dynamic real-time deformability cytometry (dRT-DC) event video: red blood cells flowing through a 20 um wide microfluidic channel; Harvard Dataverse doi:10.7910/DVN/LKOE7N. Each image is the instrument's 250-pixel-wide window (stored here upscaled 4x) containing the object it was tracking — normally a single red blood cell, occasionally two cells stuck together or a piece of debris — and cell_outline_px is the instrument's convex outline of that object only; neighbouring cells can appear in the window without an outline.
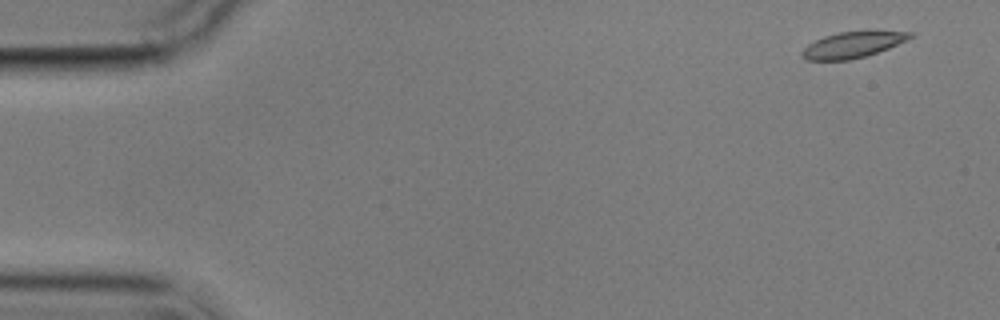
{"species": "common noctule bat (a hibernating species)", "species_latin": "Nyctalus noctula", "temperature_condition": "cold", "stored_images_in_passage": 9, "camera_frame_rate_fps": 3000, "um_per_image_px": 0.085, "animal": {"sex": "male", "body_mass_g": 17.9}, "frame": {"image": 1, "passage_image": 1, "time_ms": 0.0, "image_size_px": [1000, 320], "cell_outline_px": [[912, 36], [908, 40], [888, 48], [864, 56], [848, 60], [808, 60], [800, 56], [800, 52], [808, 44], [824, 36], [840, 32], [912, 32]], "centroid_in_image_um": [72.41, 3.82], "position_along_channel_um": 12.6, "area_um2": 15.9}}
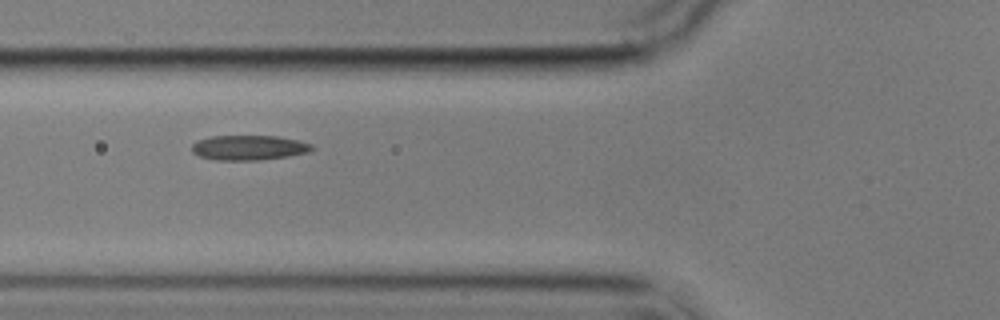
{"frame": {"image": 2, "passage_image": 6, "time_ms": 6.0, "image_size_px": [1000, 320], "cell_outline_px": [[316, 148], [312, 152], [288, 156], [260, 160], [216, 160], [200, 156], [192, 152], [192, 144], [196, 140], [212, 136], [276, 136], [296, 140], [312, 144]], "centroid_in_image_um": [21.18, 12.55], "position_along_channel_um": 104.6, "area_um2": 17.51}}
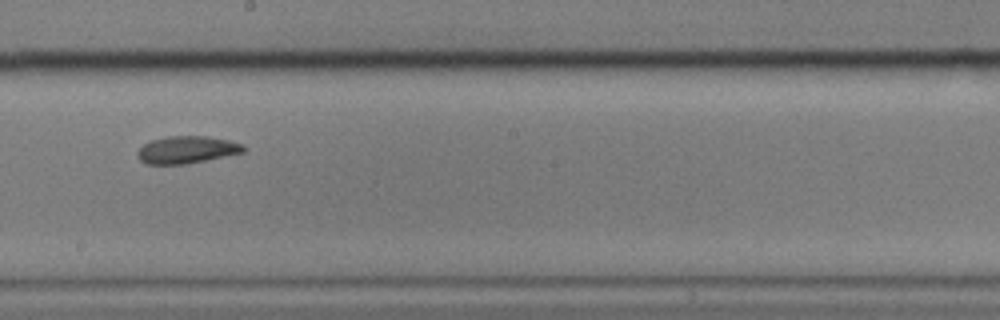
{"frame": {"image": 3, "passage_image": 9, "time_ms": 9.667, "image_size_px": [1000, 320], "cell_outline_px": [[248, 148], [244, 152], [184, 164], [144, 164], [136, 156], [136, 152], [144, 144], [152, 140], [168, 136], [208, 136], [228, 140], [244, 144]], "centroid_in_image_um": [15.88, 12.72], "position_along_channel_um": 232.3, "area_um2": 16.88}}